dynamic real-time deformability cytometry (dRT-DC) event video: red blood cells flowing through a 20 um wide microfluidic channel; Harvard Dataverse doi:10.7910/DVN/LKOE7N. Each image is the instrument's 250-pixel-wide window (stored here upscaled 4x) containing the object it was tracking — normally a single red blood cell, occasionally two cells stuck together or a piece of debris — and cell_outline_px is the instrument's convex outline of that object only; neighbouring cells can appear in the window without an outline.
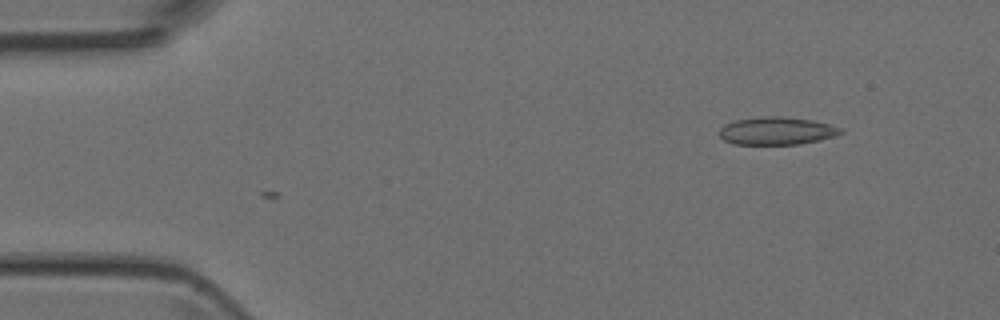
{"species": "Egyptian fruit bat (a non-hibernating species)", "species_latin": "Rousettus aegyptiacus", "temperature_condition": "room temperature", "stored_images_in_passage": 2, "camera_frame_rate_fps": 3000, "um_per_image_px": 0.085, "animal": {"sex": "female"}, "frame": {"image": 1, "passage_image": 2, "time_ms": 0.333, "image_size_px": [1000, 320], "cell_outline_px": [[844, 132], [836, 136], [820, 140], [800, 144], [732, 144], [724, 140], [720, 136], [720, 128], [724, 124], [736, 120], [764, 116], [784, 116], [812, 120], [828, 124], [840, 128]], "centroid_in_image_um": [66.02, 11.12], "position_along_channel_um": 19.0, "area_um2": 19.65}}